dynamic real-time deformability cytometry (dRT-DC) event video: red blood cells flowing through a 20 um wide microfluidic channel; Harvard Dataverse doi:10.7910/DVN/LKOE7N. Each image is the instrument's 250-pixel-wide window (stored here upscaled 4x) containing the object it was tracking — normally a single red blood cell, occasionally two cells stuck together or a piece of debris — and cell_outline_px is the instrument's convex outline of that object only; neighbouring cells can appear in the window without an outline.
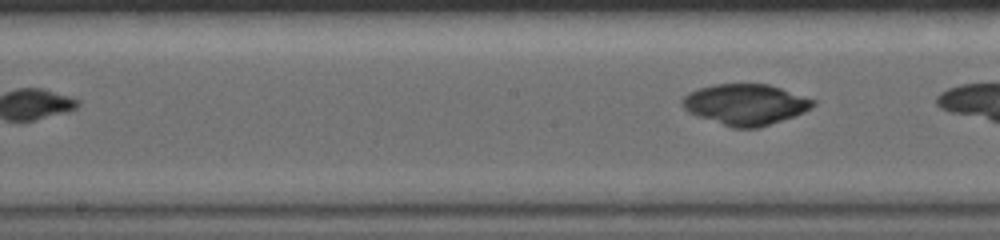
{"species": "common noctule bat (a hibernating species)", "species_latin": "Nyctalus noctula", "temperature_condition": "warm", "stored_images_in_passage": 21, "segment_of_instrument_passage": [2, 2], "camera_frame_rate_fps": 5000, "um_per_image_px": 0.085, "animal": {"sex": "female", "body_mass_g": 19.0, "forearm_length_mm": 56.7}, "frame": {"image": 1, "passage_image": 21, "time_ms": 7.2, "image_size_px": [1000, 240], "cell_outline_px": [[816, 104], [812, 108], [804, 112], [760, 128], [732, 128], [696, 116], [688, 112], [680, 104], [680, 100], [688, 92], [712, 84], [768, 84], [816, 100]], "centroid_in_image_um": [63.33, 8.88], "position_along_channel_um": 184.9, "area_um2": 31.33}}